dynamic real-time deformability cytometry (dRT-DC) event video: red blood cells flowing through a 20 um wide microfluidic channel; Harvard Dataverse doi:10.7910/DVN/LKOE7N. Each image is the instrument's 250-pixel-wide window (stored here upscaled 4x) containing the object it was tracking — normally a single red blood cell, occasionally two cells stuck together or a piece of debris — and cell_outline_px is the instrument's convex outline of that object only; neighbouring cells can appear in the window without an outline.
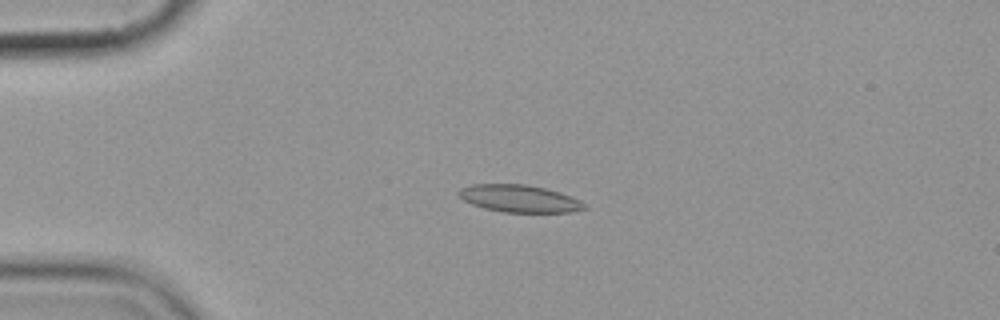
{"species": "common noctule bat (a hibernating species)", "species_latin": "Nyctalus noctula", "temperature_condition": "cold", "stored_images_in_passage": 5, "camera_frame_rate_fps": 3000, "um_per_image_px": 0.085, "animal": {"sex": "female", "body_mass_g": 19.9}, "frame": {"image": 1, "passage_image": 4, "time_ms": 4.333, "image_size_px": [1000, 320], "cell_outline_px": [[588, 208], [572, 212], [504, 212], [484, 208], [472, 204], [464, 200], [456, 192], [460, 188], [472, 184], [528, 184], [560, 192], [580, 200]], "centroid_in_image_um": [44.14, 16.87], "position_along_channel_um": 40.9, "area_um2": 20.0}}